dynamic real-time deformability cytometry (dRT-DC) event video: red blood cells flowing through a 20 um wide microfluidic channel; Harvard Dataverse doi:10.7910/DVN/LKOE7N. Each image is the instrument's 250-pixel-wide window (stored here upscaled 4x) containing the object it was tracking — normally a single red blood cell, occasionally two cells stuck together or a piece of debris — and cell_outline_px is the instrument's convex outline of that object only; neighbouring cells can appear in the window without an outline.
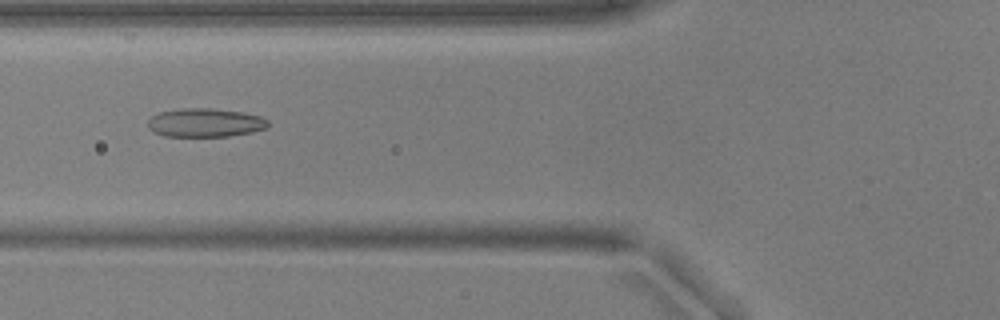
{"species": "common noctule bat (a hibernating species)", "species_latin": "Nyctalus noctula", "temperature_condition": "warm", "stored_images_in_passage": 17, "camera_frame_rate_fps": 3000, "um_per_image_px": 0.085, "animal": {"sex": "male", "body_mass_g": 17.9, "forearm_length_mm": 54.2}, "frame": {"image": 1, "passage_image": 5, "time_ms": 1.333, "image_size_px": [1000, 320], "cell_outline_px": [[268, 128], [252, 132], [228, 136], [164, 136], [152, 132], [148, 128], [148, 120], [152, 116], [160, 112], [184, 108], [212, 108], [244, 112], [260, 116], [268, 120]], "centroid_in_image_um": [17.44, 10.43], "position_along_channel_um": 108.4, "area_um2": 20.17}}
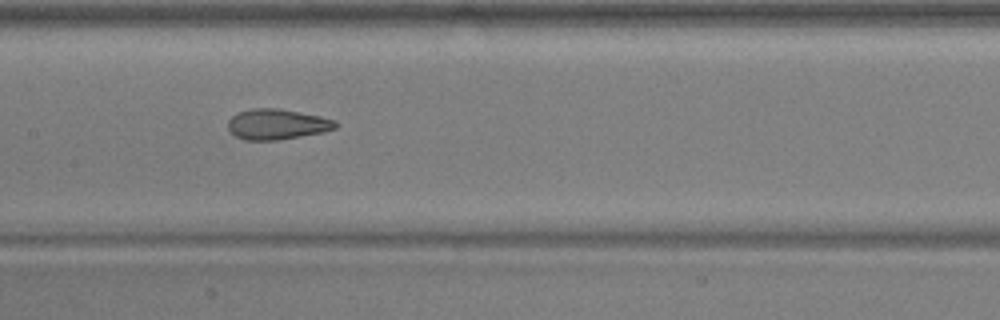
{"frame": {"image": 2, "passage_image": 11, "time_ms": 3.333, "image_size_px": [1000, 320], "cell_outline_px": [[336, 128], [324, 132], [276, 140], [244, 140], [236, 136], [228, 128], [228, 120], [236, 112], [252, 108], [276, 108], [320, 116], [336, 120]], "centroid_in_image_um": [23.52, 10.55], "position_along_channel_um": 183.9, "area_um2": 19.02}}
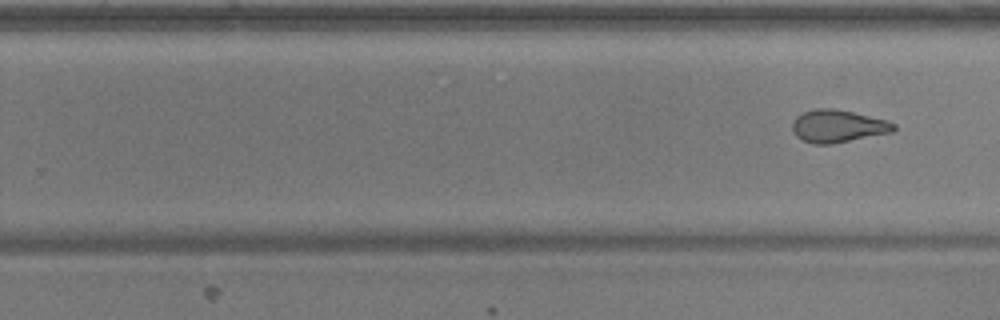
{"frame": {"image": 3, "passage_image": 17, "time_ms": 5.333, "image_size_px": [1000, 320], "cell_outline_px": [[896, 128], [892, 132], [832, 144], [812, 144], [796, 136], [792, 128], [792, 120], [796, 116], [804, 112], [816, 108], [832, 108], [852, 112], [888, 120], [896, 124]], "centroid_in_image_um": [71.21, 10.72], "position_along_channel_um": 258.6, "area_um2": 19.25}}